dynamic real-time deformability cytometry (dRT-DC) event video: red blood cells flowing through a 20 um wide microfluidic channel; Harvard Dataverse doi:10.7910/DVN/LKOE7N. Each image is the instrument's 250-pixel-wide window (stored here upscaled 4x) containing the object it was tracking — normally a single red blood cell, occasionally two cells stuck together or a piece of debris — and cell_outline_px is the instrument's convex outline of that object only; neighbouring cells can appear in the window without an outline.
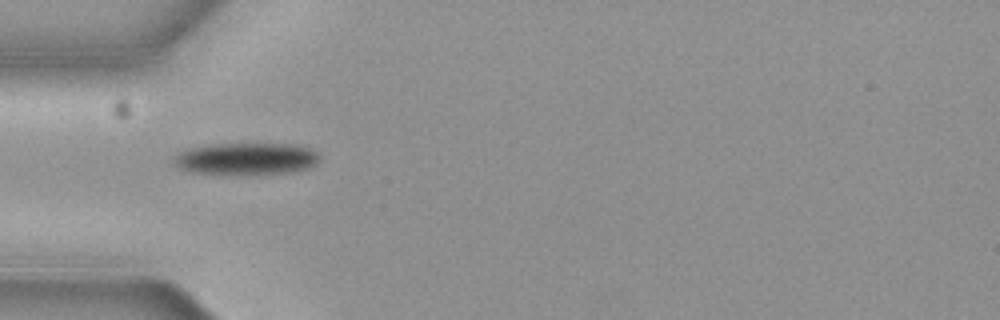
{"species": "common noctule bat (a hibernating species)", "species_latin": "Nyctalus noctula", "temperature_condition": "cold", "stored_images_in_passage": 4, "camera_frame_rate_fps": 3000, "um_per_image_px": 0.085, "animal": {"sex": "female", "body_mass_g": 19.3, "forearm_length_mm": 54.1}, "frame": {"image": 1, "passage_image": 1, "time_ms": 0.0, "image_size_px": [1000, 320], "cell_outline_px": [[320, 160], [308, 168], [288, 172], [248, 176], [220, 176], [192, 172], [180, 168], [172, 160], [180, 152], [188, 148], [208, 144], [296, 144], [308, 148], [316, 152], [320, 156]], "centroid_in_image_um": [20.9, 13.53], "position_along_channel_um": 64.1, "area_um2": 27.98}}
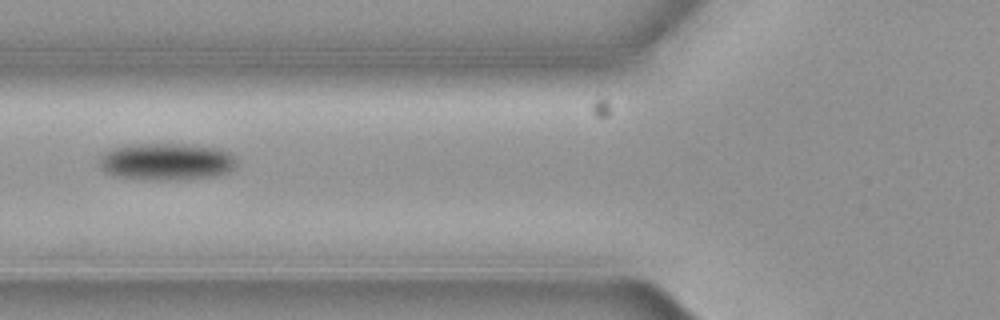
{"frame": {"image": 2, "passage_image": 2, "time_ms": 0.333, "image_size_px": [1000, 320], "cell_outline_px": [[236, 164], [228, 172], [212, 176], [164, 180], [144, 180], [112, 176], [104, 172], [100, 168], [100, 156], [104, 152], [112, 148], [136, 144], [192, 144], [216, 148], [232, 152], [236, 160]], "centroid_in_image_um": [14.11, 13.74], "position_along_channel_um": 111.7, "area_um2": 29.82}}
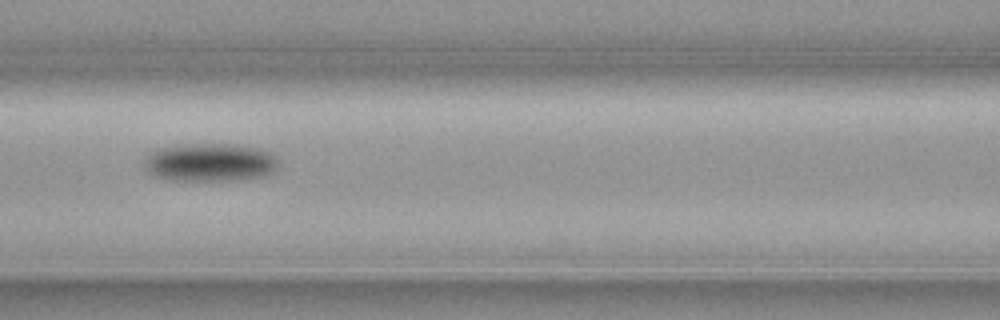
{"frame": {"image": 3, "passage_image": 3, "time_ms": 0.667, "image_size_px": [1000, 320], "cell_outline_px": [[280, 164], [272, 172], [264, 176], [224, 180], [168, 180], [156, 176], [148, 168], [148, 156], [156, 148], [176, 144], [236, 144], [256, 148], [272, 152], [280, 160]], "centroid_in_image_um": [17.93, 13.78], "position_along_channel_um": 148.7, "area_um2": 29.65}}